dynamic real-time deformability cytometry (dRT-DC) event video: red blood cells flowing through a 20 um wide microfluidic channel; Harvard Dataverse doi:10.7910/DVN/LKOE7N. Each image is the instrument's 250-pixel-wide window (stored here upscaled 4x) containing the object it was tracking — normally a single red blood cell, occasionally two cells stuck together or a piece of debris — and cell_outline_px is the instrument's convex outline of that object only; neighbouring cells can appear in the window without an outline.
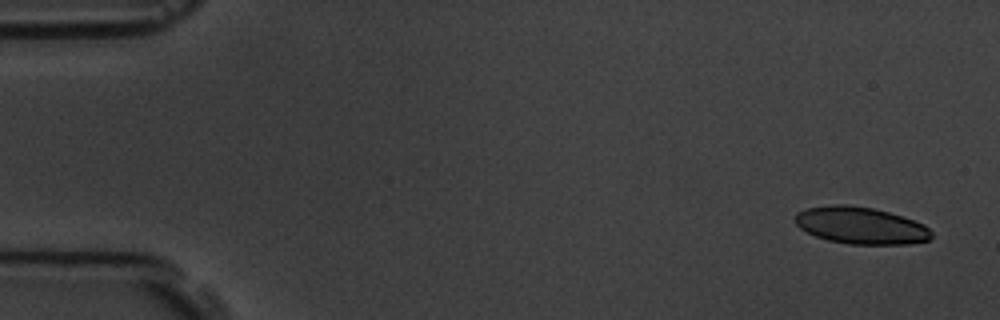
{"species": "common noctule bat (a hibernating species)", "species_latin": "Nyctalus noctula", "temperature_condition": "room temperature", "stored_images_in_passage": 5, "camera_frame_rate_fps": 3000, "um_per_image_px": 0.085, "animal": {"sex": "male", "body_mass_g": 19.5, "forearm_length_mm": 54.6}, "frame": {"image": 1, "passage_image": 1, "time_ms": 0.0, "image_size_px": [1000, 320], "cell_outline_px": [[932, 236], [928, 240], [908, 244], [848, 244], [828, 240], [816, 236], [800, 228], [796, 224], [796, 212], [808, 208], [836, 204], [848, 204], [872, 208], [888, 212], [924, 224], [932, 232]], "centroid_in_image_um": [73.16, 19.17], "position_along_channel_um": 11.8, "area_um2": 29.13}}